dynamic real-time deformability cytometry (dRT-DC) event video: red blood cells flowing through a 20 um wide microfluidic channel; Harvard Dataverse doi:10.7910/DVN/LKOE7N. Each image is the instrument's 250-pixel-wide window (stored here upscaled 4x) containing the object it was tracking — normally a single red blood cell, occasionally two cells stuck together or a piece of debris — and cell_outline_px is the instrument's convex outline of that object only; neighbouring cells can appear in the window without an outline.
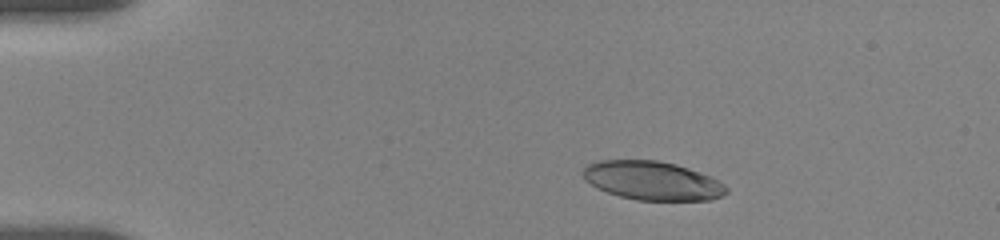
{"species": "human", "species_latin": "Homo sapiens", "temperature_condition": "room temperature", "stored_images_in_passage": 14, "camera_frame_rate_fps": 3000, "um_per_image_px": 0.085, "donor": {"sex": "female"}, "frame": {"image": 1, "passage_image": 2, "time_ms": 0.333, "image_size_px": [1000, 240], "cell_outline_px": [[728, 192], [712, 200], [636, 200], [620, 196], [596, 188], [584, 180], [584, 168], [588, 164], [600, 160], [656, 160], [676, 164], [688, 168], [708, 176], [724, 184], [728, 188]], "centroid_in_image_um": [55.43, 15.36], "position_along_channel_um": 29.6, "area_um2": 32.19}}
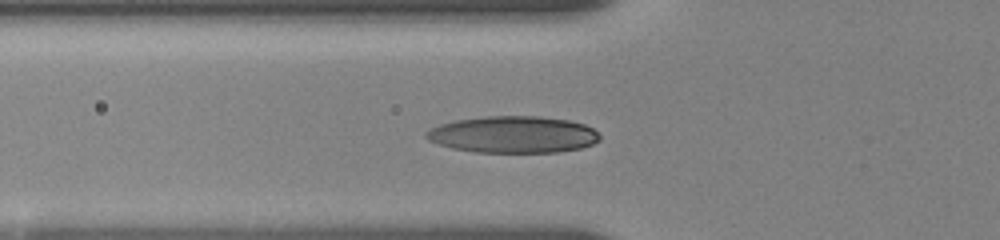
{"frame": {"image": 2, "passage_image": 12, "time_ms": 3.667, "image_size_px": [1000, 240], "cell_outline_px": [[600, 140], [592, 144], [580, 148], [560, 152], [476, 152], [452, 148], [428, 140], [424, 136], [424, 132], [440, 124], [456, 120], [484, 116], [540, 116], [568, 120], [584, 124], [592, 128], [600, 136]], "centroid_in_image_um": [43.61, 11.43], "position_along_channel_um": 82.2, "area_um2": 37.17}}